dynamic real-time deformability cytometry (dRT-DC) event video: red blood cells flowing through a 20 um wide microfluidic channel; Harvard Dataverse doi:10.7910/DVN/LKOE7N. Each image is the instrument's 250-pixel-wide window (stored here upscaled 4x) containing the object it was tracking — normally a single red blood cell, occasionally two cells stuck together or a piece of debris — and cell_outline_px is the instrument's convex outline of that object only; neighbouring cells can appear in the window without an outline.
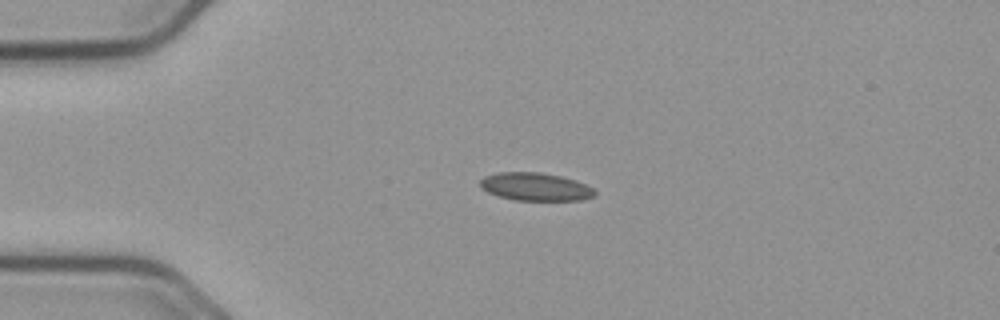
{"species": "common noctule bat (a hibernating species)", "species_latin": "Nyctalus noctula", "temperature_condition": "cold", "stored_images_in_passage": 44, "camera_frame_rate_fps": 3000, "um_per_image_px": 0.085, "animal": {"sex": "male", "body_mass_g": 23.1, "forearm_length_mm": 52.7}, "frame": {"image": 1, "passage_image": 1, "time_ms": 0.0, "image_size_px": [1000, 320], "cell_outline_px": [[596, 196], [584, 200], [516, 200], [500, 196], [488, 192], [480, 188], [480, 180], [484, 176], [500, 172], [540, 172], [560, 176], [576, 180], [592, 188], [596, 192]], "centroid_in_image_um": [45.52, 15.87], "position_along_channel_um": 39.5, "area_um2": 18.67}}
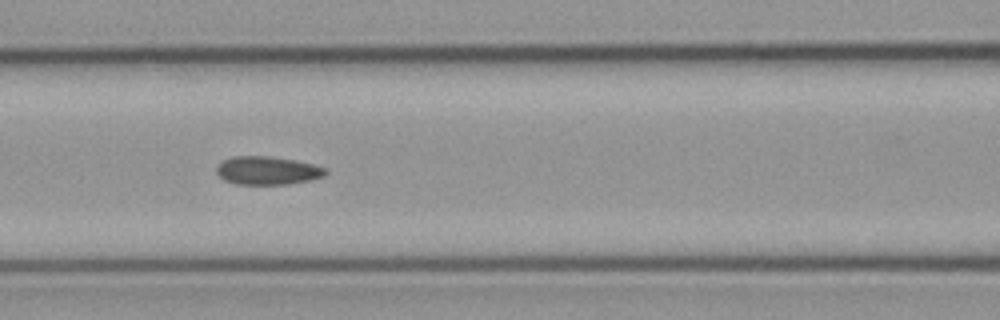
{"frame": {"image": 2, "passage_image": 12, "time_ms": 3.667, "image_size_px": [1000, 320], "cell_outline_px": [[328, 172], [324, 176], [312, 180], [288, 184], [236, 184], [224, 180], [216, 172], [216, 164], [232, 156], [268, 156], [296, 160], [328, 168]], "centroid_in_image_um": [22.74, 14.49], "position_along_channel_um": 143.9, "area_um2": 18.15}}
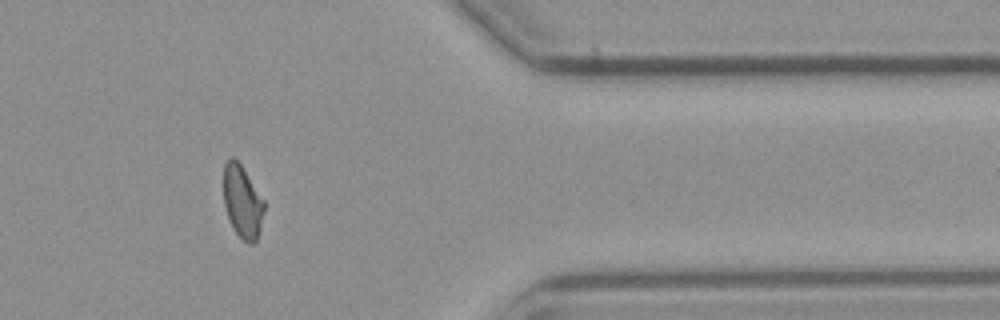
{"frame": {"image": 3, "passage_image": 34, "time_ms": 11.0, "image_size_px": [1000, 320], "cell_outline_px": [[264, 212], [260, 232], [256, 244], [248, 244], [236, 232], [224, 208], [224, 164], [232, 156], [240, 164], [264, 200]], "centroid_in_image_um": [20.62, 17.18], "position_along_channel_um": 390.8, "area_um2": 17.05}}